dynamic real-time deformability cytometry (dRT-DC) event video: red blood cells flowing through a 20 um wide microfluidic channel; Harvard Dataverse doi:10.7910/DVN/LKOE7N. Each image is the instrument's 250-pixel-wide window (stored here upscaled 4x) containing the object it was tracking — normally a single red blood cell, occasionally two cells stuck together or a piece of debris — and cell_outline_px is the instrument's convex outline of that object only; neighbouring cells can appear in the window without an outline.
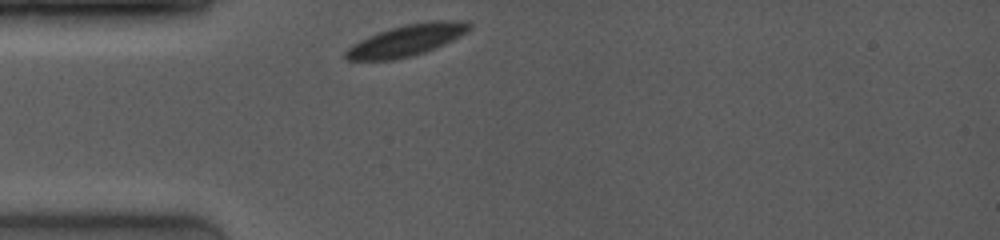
{"species": "common noctule bat (a hibernating species)", "species_latin": "Nyctalus noctula", "temperature_condition": "room temperature", "stored_images_in_passage": 1, "camera_frame_rate_fps": 4000, "um_per_image_px": 0.085, "animal": {"sex": "female", "body_mass_g": 19.0, "forearm_length_mm": 53.3}, "frame": {"image": 1, "passage_image": 1, "time_ms": 0.0, "image_size_px": [1000, 240], "cell_outline_px": [[472, 28], [460, 36], [436, 48], [412, 56], [392, 60], [348, 60], [344, 56], [344, 52], [352, 44], [368, 36], [404, 24], [432, 20], [468, 20], [472, 24]], "centroid_in_image_um": [34.6, 3.41], "position_along_channel_um": 50.4, "area_um2": 22.72}}